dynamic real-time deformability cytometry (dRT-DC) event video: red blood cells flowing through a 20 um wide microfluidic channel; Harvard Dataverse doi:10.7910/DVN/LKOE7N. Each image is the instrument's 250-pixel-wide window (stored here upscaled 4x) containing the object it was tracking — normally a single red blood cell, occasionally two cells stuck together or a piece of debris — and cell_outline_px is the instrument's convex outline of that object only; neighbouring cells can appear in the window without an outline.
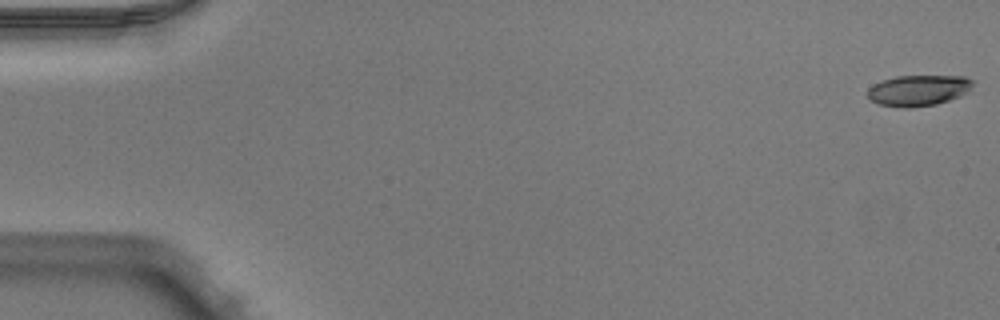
{"species": "Egyptian fruit bat (a non-hibernating species)", "species_latin": "Rousettus aegyptiacus", "temperature_condition": "warm", "stored_images_in_passage": 12, "camera_frame_rate_fps": 3000, "um_per_image_px": 0.085, "animal": {"sex": "male"}, "frame": {"image": 1, "passage_image": 1, "time_ms": 0.0, "image_size_px": [1000, 320], "cell_outline_px": [[972, 84], [960, 96], [936, 104], [912, 108], [900, 108], [880, 104], [872, 100], [868, 96], [868, 88], [872, 84], [896, 76], [964, 76], [972, 80]], "centroid_in_image_um": [78.01, 7.69], "position_along_channel_um": 7.0, "area_um2": 18.73}}